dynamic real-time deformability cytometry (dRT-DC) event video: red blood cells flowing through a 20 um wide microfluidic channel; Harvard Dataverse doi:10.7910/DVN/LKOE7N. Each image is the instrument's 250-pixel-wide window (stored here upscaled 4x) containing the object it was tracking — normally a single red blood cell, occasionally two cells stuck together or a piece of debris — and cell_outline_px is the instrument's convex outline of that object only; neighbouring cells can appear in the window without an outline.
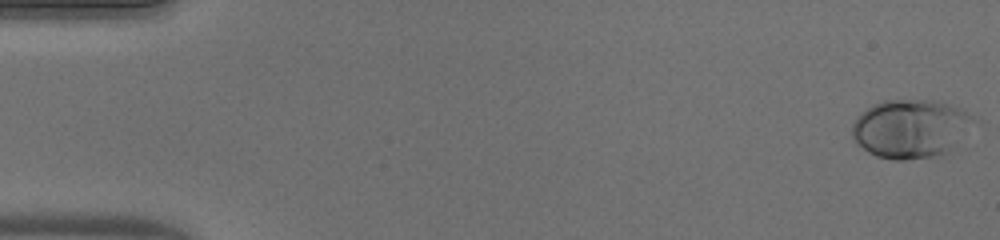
{"species": "human", "species_latin": "Homo sapiens", "temperature_condition": "warm", "stored_images_in_passage": 51, "camera_frame_rate_fps": 3000, "um_per_image_px": 0.085, "donor": {"sex": "male"}, "frame": {"image": 1, "passage_image": 1, "time_ms": 0.0, "image_size_px": [1000, 240], "cell_outline_px": [[968, 116], [944, 152], [936, 156], [904, 160], [892, 160], [876, 156], [868, 152], [856, 144], [852, 136], [852, 124], [856, 116], [860, 112], [872, 104], [884, 100], [932, 100], [956, 108], [964, 112]], "centroid_in_image_um": [77.09, 10.93], "position_along_channel_um": 7.9, "area_um2": 39.25}}
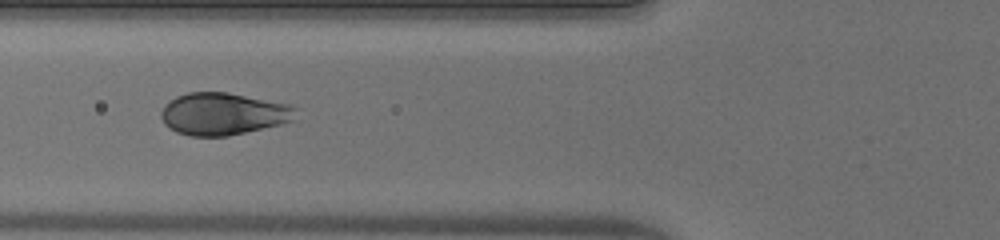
{"frame": {"image": 2, "passage_image": 20, "time_ms": 6.333, "image_size_px": [1000, 240], "cell_outline_px": [[296, 108], [292, 120], [280, 124], [228, 136], [192, 136], [176, 132], [168, 128], [164, 124], [160, 116], [160, 112], [164, 104], [176, 96], [188, 92], [228, 92], [292, 104]], "centroid_in_image_um": [18.93, 9.66], "position_along_channel_um": 106.9, "area_um2": 33.29}}
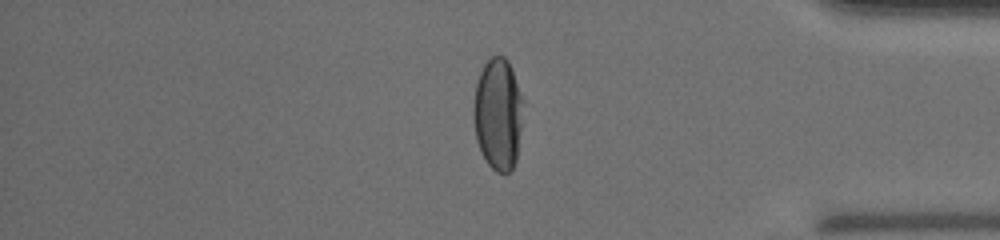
{"frame": {"image": 3, "passage_image": 43, "time_ms": 14.0, "image_size_px": [1000, 240], "cell_outline_px": [[520, 128], [516, 160], [512, 168], [508, 172], [496, 172], [488, 164], [476, 140], [472, 112], [472, 108], [476, 84], [480, 72], [484, 64], [492, 56], [504, 56], [508, 60], [520, 96]], "centroid_in_image_um": [42.27, 9.7], "position_along_channel_um": 392.9, "area_um2": 31.5}, "authors_computed_cell_mechanics": {"area_um2": 35.6626, "velocity_mm_per_s": 4.032, "shape_relaxation_time_tau1_ms": 3.4867, "shape_relaxation_time_tau2_ms": null, "deformation_change_tau1": 0.2124, "deformation_change_tau2": null}}